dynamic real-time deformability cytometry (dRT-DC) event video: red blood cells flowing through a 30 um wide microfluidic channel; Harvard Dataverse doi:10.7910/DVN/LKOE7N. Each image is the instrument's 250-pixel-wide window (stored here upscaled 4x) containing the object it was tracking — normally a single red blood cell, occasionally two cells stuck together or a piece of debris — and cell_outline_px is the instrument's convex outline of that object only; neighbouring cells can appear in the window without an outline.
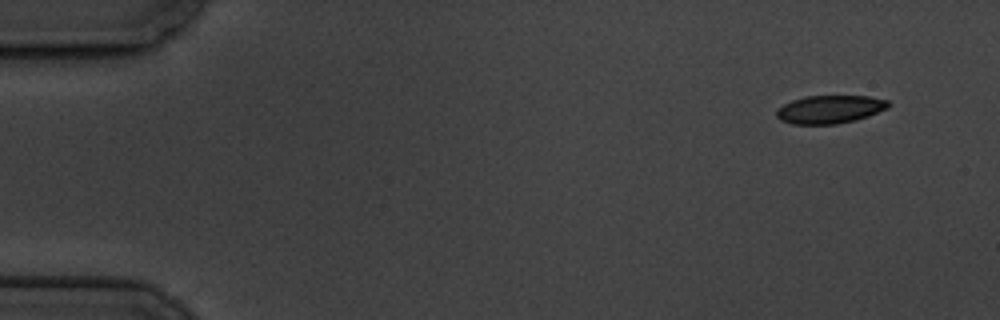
{"species": "common noctule bat (a hibernating species)", "species_latin": "Nyctalus noctula", "temperature_condition": "cold", "stored_images_in_passage": 5, "camera_frame_rate_fps": 3000, "um_per_image_px": 0.085, "animal": {"sex": "male", "body_mass_g": 19.5, "forearm_length_mm": 54.6}, "frame": {"image": 1, "passage_image": 1, "time_ms": 0.0, "image_size_px": [1000, 320], "cell_outline_px": [[892, 104], [888, 108], [868, 116], [856, 120], [836, 124], [792, 124], [780, 120], [776, 116], [776, 112], [784, 104], [792, 100], [804, 96], [868, 96], [888, 100]], "centroid_in_image_um": [70.56, 9.29], "position_along_channel_um": 14.4, "area_um2": 18.38}}
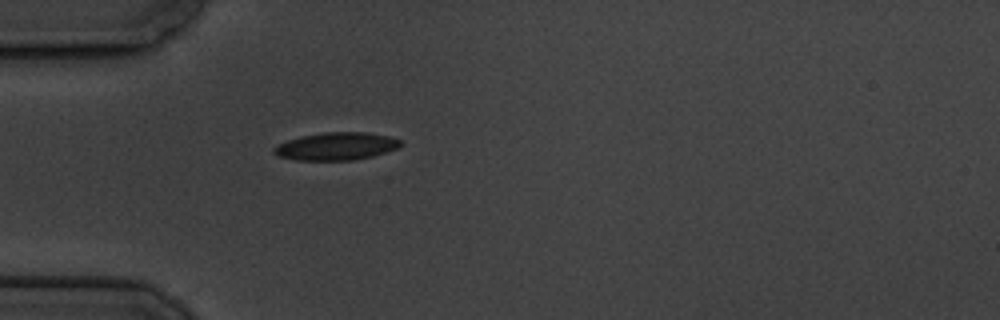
{"frame": {"image": 2, "passage_image": 5, "time_ms": 4.333, "image_size_px": [1000, 320], "cell_outline_px": [[404, 144], [400, 148], [372, 156], [352, 160], [296, 160], [276, 156], [272, 152], [272, 148], [288, 140], [300, 136], [324, 132], [364, 132], [388, 136], [400, 140]], "centroid_in_image_um": [28.58, 12.43], "position_along_channel_um": 56.4, "area_um2": 20.52}}